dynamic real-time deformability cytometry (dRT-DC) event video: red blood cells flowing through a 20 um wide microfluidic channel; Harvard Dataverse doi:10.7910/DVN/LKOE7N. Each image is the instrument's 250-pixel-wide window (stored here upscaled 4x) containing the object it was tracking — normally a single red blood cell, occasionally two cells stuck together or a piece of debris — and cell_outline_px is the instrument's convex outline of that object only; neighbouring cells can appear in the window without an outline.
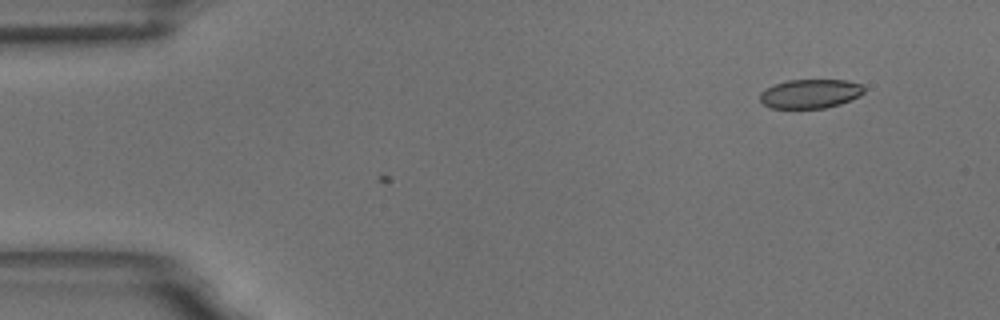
{"species": "common noctule bat (a hibernating species)", "species_latin": "Nyctalus noctula", "temperature_condition": "room temperature", "stored_images_in_passage": 3, "camera_frame_rate_fps": 3000, "um_per_image_px": 0.085, "animal": {"sex": "male", "body_mass_g": 18.8}, "frame": {"image": 1, "passage_image": 3, "time_ms": 0.667, "image_size_px": [1000, 320], "cell_outline_px": [[864, 92], [860, 96], [840, 104], [824, 108], [772, 108], [764, 104], [760, 100], [760, 92], [772, 84], [788, 80], [848, 80], [864, 84]], "centroid_in_image_um": [68.89, 7.95], "position_along_channel_um": 16.1, "area_um2": 17.8}}